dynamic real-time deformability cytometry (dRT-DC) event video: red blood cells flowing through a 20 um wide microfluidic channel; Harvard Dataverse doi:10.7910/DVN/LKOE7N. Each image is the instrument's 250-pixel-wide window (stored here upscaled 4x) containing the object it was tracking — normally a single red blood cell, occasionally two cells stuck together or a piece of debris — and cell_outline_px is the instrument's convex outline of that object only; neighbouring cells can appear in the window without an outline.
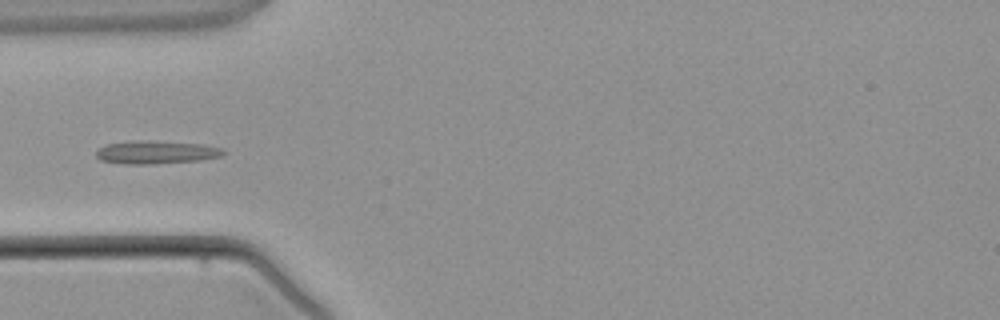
{"species": "common noctule bat (a hibernating species)", "species_latin": "Nyctalus noctula", "temperature_condition": "warm", "stored_images_in_passage": 4, "camera_frame_rate_fps": 3000, "um_per_image_px": 0.085, "animal": {"sex": "male", "body_mass_g": 21.5, "forearm_length_mm": 52.0}, "frame": {"image": 1, "passage_image": 4, "time_ms": 3.667, "image_size_px": [1000, 320], "cell_outline_px": [[228, 152], [224, 156], [200, 160], [152, 164], [124, 164], [100, 160], [96, 156], [96, 152], [100, 148], [108, 144], [132, 140], [156, 140], [204, 144], [224, 148]], "centroid_in_image_um": [13.36, 12.93], "position_along_channel_um": 71.6, "area_um2": 17.51}}